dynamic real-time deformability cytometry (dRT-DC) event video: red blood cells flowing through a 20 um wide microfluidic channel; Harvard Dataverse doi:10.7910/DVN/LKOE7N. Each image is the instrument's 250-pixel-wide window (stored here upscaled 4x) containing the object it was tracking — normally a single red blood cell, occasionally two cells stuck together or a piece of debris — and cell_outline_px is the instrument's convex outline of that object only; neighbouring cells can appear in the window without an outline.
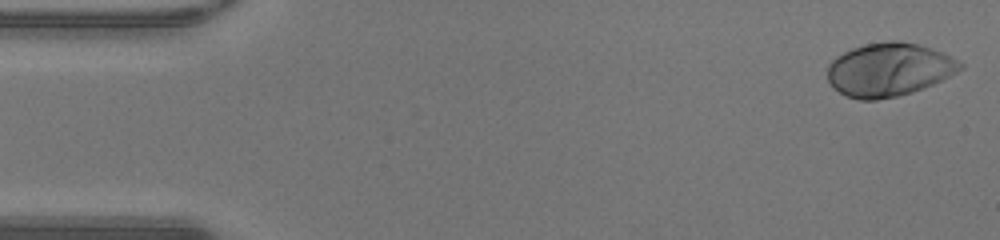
{"species": "human", "species_latin": "Homo sapiens", "temperature_condition": "warm", "stored_images_in_passage": 47, "camera_frame_rate_fps": 3000, "um_per_image_px": 0.085, "donor": {"sex": "male"}, "frame": {"image": 1, "passage_image": 1, "time_ms": 0.0, "image_size_px": [1000, 240], "cell_outline_px": [[964, 68], [932, 84], [912, 92], [896, 96], [876, 100], [860, 100], [844, 96], [832, 88], [828, 80], [828, 64], [836, 56], [852, 48], [864, 44], [888, 40], [900, 40], [932, 48], [944, 52], [964, 64]], "centroid_in_image_um": [75.53, 5.91], "position_along_channel_um": 9.5, "area_um2": 41.5}}
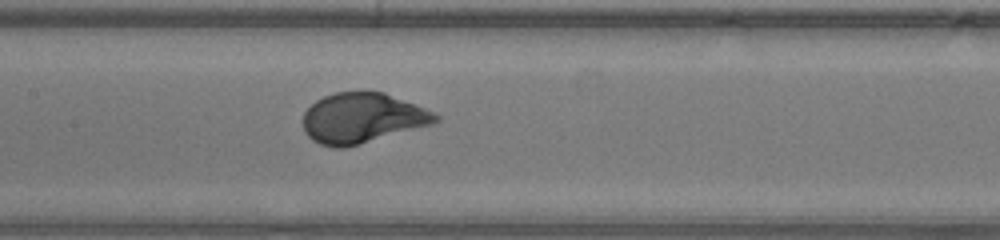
{"frame": {"image": 2, "passage_image": 22, "time_ms": 7.0, "image_size_px": [1000, 240], "cell_outline_px": [[440, 120], [432, 124], [344, 148], [336, 148], [320, 144], [312, 140], [304, 132], [304, 112], [316, 100], [324, 96], [336, 92], [384, 92], [424, 108], [440, 116]], "centroid_in_image_um": [30.77, 10.04], "position_along_channel_um": 176.6, "area_um2": 38.26}}
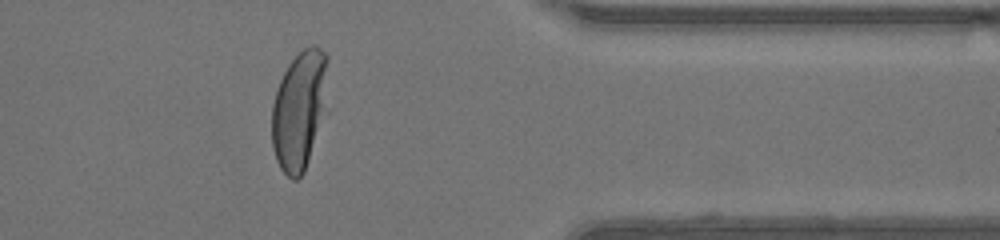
{"frame": {"image": 3, "passage_image": 38, "time_ms": 12.333, "image_size_px": [1000, 240], "cell_outline_px": [[328, 112], [304, 172], [296, 180], [292, 180], [280, 168], [276, 160], [272, 148], [272, 104], [280, 80], [288, 64], [308, 44], [316, 44], [328, 56]], "centroid_in_image_um": [25.5, 9.34], "position_along_channel_um": 385.9, "area_um2": 40.11}, "authors_computed_cell_mechanics": {"area_um2": 39.6508, "velocity_mm_per_s": 4.2845, "shape_relaxation_time_tau1_ms": 2.4194, "shape_relaxation_time_tau2_ms": null, "deformation_change_tau1": 0.2019, "deformation_change_tau2": null}}